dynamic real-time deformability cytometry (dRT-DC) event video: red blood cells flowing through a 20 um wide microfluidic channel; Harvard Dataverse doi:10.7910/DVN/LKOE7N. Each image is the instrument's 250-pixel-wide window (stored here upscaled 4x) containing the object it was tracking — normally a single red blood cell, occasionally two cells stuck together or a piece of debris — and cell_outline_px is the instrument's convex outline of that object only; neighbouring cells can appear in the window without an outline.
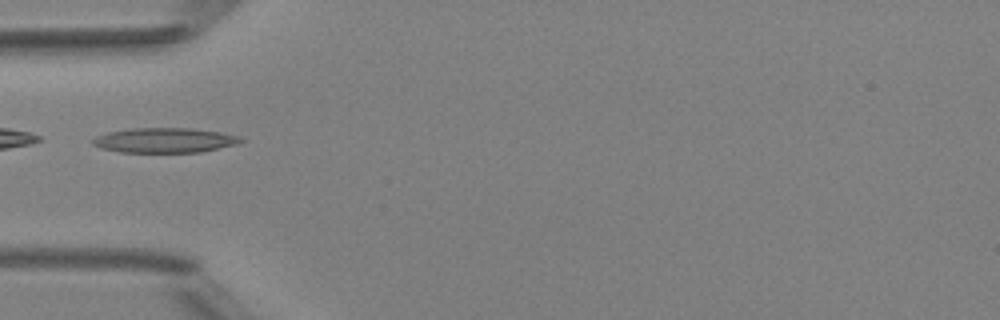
{"species": "Egyptian fruit bat (a non-hibernating species)", "species_latin": "Rousettus aegyptiacus", "temperature_condition": "room temperature", "stored_images_in_passage": 5, "camera_frame_rate_fps": 3000, "um_per_image_px": 0.085, "animal": {"sex": "female"}, "frame": {"image": 1, "passage_image": 5, "time_ms": 4.667, "image_size_px": [1000, 320], "cell_outline_px": [[244, 140], [236, 144], [200, 152], [120, 152], [100, 148], [92, 144], [92, 140], [96, 136], [108, 132], [132, 128], [188, 128], [220, 132], [240, 136]], "centroid_in_image_um": [13.97, 11.92], "position_along_channel_um": 71.0, "area_um2": 21.33}}